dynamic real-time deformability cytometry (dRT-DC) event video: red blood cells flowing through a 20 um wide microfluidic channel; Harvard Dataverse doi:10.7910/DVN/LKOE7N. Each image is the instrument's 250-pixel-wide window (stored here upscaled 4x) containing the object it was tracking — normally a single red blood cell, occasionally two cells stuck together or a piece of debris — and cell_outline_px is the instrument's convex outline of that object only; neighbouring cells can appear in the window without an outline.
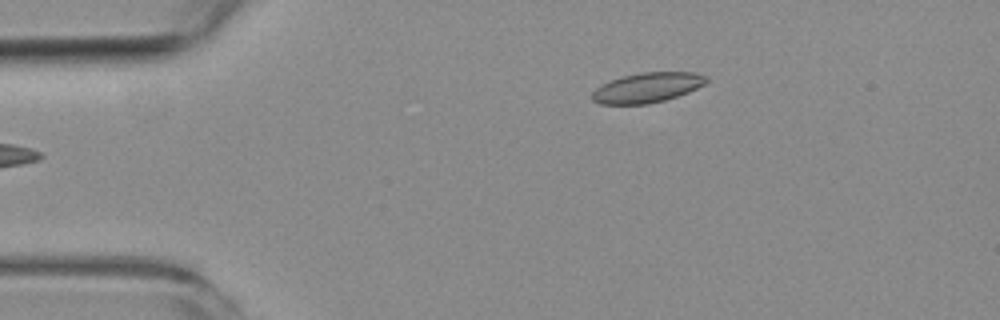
{"species": "common noctule bat (a hibernating species)", "species_latin": "Nyctalus noctula", "temperature_condition": "room temperature", "stored_images_in_passage": 5, "camera_frame_rate_fps": 3000, "um_per_image_px": 0.085, "animal": {"sex": "female", "body_mass_g": 19.3, "forearm_length_mm": 54.1}, "frame": {"image": 1, "passage_image": 5, "time_ms": 5.333, "image_size_px": [1000, 320], "cell_outline_px": [[708, 80], [704, 84], [688, 92], [664, 100], [648, 104], [600, 104], [592, 100], [592, 92], [600, 84], [624, 76], [640, 72], [696, 72], [708, 76]], "centroid_in_image_um": [55.01, 7.44], "position_along_channel_um": 30.0, "area_um2": 19.88}}